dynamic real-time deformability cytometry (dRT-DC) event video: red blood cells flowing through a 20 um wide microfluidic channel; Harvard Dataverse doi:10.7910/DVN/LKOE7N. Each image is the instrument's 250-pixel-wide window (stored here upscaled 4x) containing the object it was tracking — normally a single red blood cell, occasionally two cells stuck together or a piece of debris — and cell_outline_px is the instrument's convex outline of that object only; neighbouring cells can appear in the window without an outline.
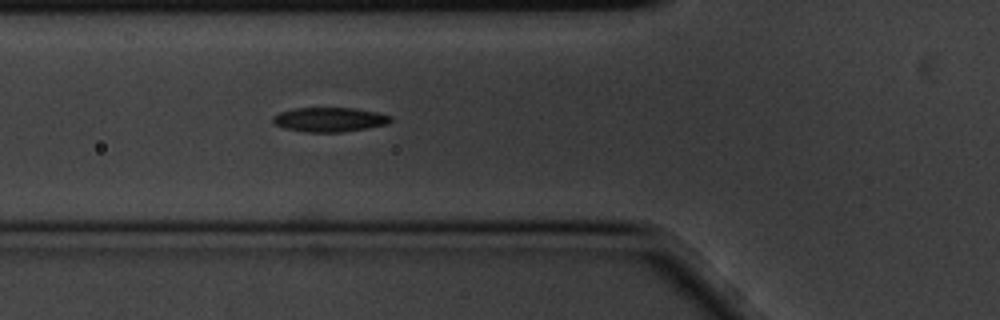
{"species": "common noctule bat (a hibernating species)", "species_latin": "Nyctalus noctula", "temperature_condition": "cold", "stored_images_in_passage": 3, "camera_frame_rate_fps": 3000, "um_per_image_px": 0.085, "animal": {"sex": "male", "body_mass_g": 20.1, "forearm_length_mm": 53.5}, "frame": {"image": 1, "passage_image": 3, "time_ms": 0.667, "image_size_px": [1000, 320], "cell_outline_px": [[392, 120], [388, 124], [368, 128], [340, 132], [308, 132], [284, 128], [276, 124], [272, 120], [272, 116], [280, 112], [296, 108], [356, 108], [376, 112], [392, 116]], "centroid_in_image_um": [28.03, 10.16], "position_along_channel_um": 97.8, "area_um2": 16.7}}